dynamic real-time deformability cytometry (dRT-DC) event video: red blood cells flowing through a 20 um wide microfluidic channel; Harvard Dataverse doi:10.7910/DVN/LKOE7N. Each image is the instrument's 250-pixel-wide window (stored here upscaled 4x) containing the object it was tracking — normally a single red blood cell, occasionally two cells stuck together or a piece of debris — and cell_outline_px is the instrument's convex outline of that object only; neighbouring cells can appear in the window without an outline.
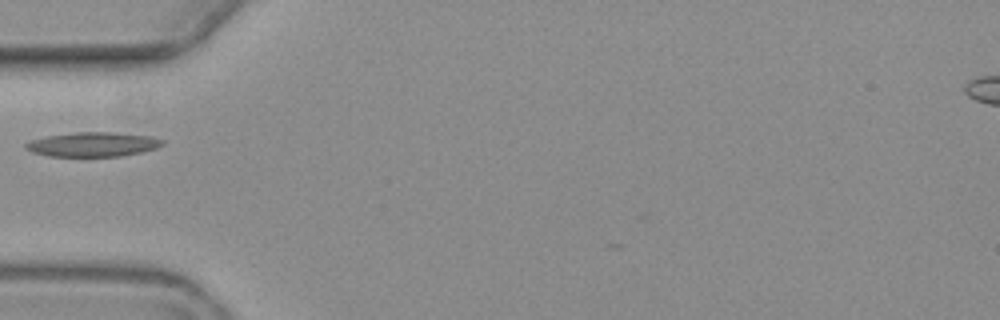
{"species": "common noctule bat (a hibernating species)", "species_latin": "Nyctalus noctula", "temperature_condition": "warm", "stored_images_in_passage": 6, "camera_frame_rate_fps": 3000, "um_per_image_px": 0.085, "animal": {"sex": "female", "body_mass_g": 19.3, "forearm_length_mm": 54.1}, "frame": {"image": 1, "passage_image": 5, "time_ms": 5.333, "image_size_px": [1000, 320], "cell_outline_px": [[164, 144], [156, 148], [144, 152], [120, 156], [48, 156], [32, 152], [24, 148], [24, 144], [28, 140], [44, 136], [76, 132], [112, 132], [152, 136], [164, 140]], "centroid_in_image_um": [7.87, 12.27], "position_along_channel_um": 77.1, "area_um2": 19.71}}